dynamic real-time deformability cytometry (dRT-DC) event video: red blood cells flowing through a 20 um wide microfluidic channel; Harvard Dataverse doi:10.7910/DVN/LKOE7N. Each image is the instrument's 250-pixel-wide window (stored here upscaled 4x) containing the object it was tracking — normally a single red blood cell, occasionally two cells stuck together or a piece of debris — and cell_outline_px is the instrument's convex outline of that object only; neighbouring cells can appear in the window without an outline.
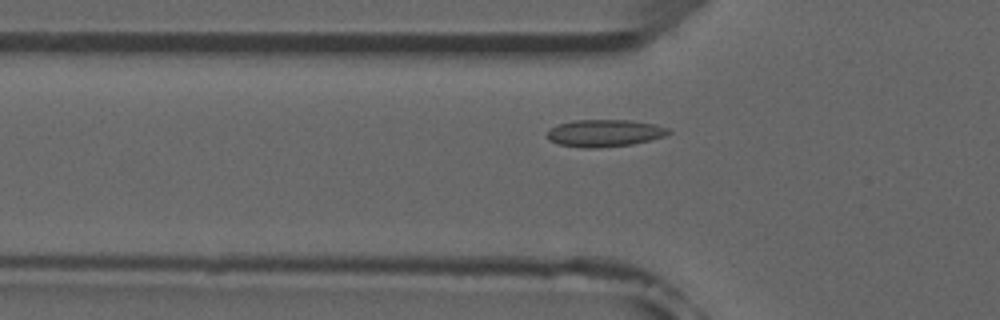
{"species": "common noctule bat (a hibernating species)", "species_latin": "Nyctalus noctula", "temperature_condition": "room temperature", "stored_images_in_passage": 49, "camera_frame_rate_fps": 3000, "um_per_image_px": 0.085, "animal": {"sex": "male", "forearm_length_mm": 52.5}, "frame": {"image": 1, "passage_image": 14, "time_ms": 4.333, "image_size_px": [1000, 320], "cell_outline_px": [[672, 132], [664, 136], [632, 144], [596, 148], [584, 148], [560, 144], [548, 140], [548, 132], [556, 124], [572, 120], [632, 120], [656, 124], [668, 128]], "centroid_in_image_um": [51.39, 11.3], "position_along_channel_um": 74.4, "area_um2": 19.19}}
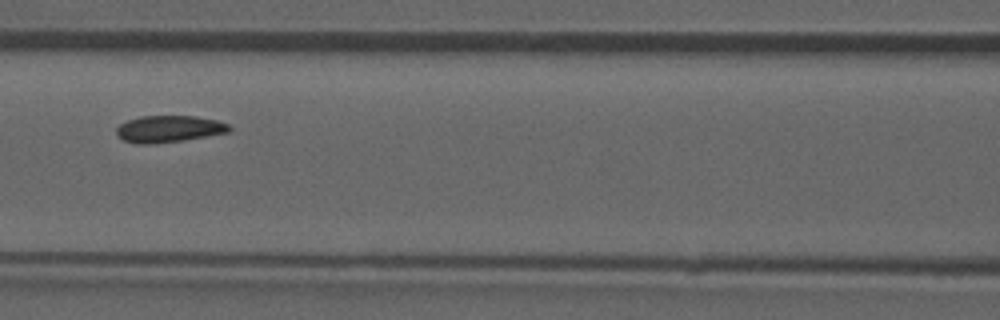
{"frame": {"image": 2, "passage_image": 20, "time_ms": 6.333, "image_size_px": [1000, 320], "cell_outline_px": [[232, 128], [228, 132], [184, 140], [152, 144], [136, 144], [124, 140], [116, 136], [116, 128], [120, 124], [128, 120], [140, 116], [196, 116], [216, 120], [228, 124]], "centroid_in_image_um": [14.32, 10.96], "position_along_channel_um": 152.3, "area_um2": 17.63}}
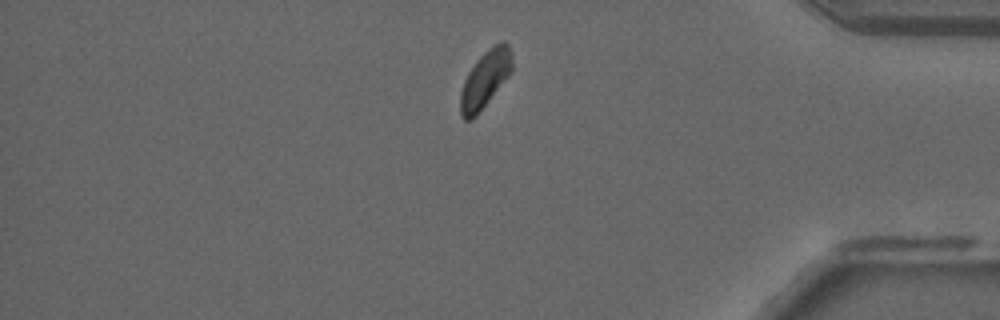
{"frame": {"image": 3, "passage_image": 41, "time_ms": 13.333, "image_size_px": [1000, 320], "cell_outline_px": [[512, 72], [476, 116], [472, 120], [464, 120], [460, 116], [460, 92], [464, 80], [468, 72], [476, 60], [492, 44], [504, 40], [508, 44], [512, 56]], "centroid_in_image_um": [41.23, 6.72], "position_along_channel_um": 394.0, "area_um2": 17.4}}